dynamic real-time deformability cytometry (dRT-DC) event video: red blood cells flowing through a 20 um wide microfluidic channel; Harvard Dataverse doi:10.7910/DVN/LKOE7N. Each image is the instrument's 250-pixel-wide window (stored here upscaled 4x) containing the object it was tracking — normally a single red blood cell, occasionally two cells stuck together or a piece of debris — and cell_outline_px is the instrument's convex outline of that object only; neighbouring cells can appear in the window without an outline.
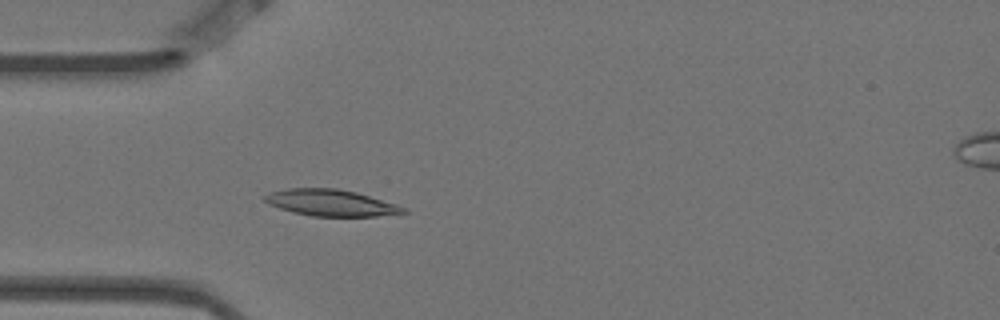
{"species": "Egyptian fruit bat (a non-hibernating species)", "species_latin": "Rousettus aegyptiacus", "temperature_condition": "warm", "stored_images_in_passage": 4, "camera_frame_rate_fps": 3000, "um_per_image_px": 0.085, "animal": {"sex": "female"}, "frame": {"image": 1, "passage_image": 4, "time_ms": 1.0, "image_size_px": [1000, 320], "cell_outline_px": [[408, 212], [376, 216], [312, 216], [292, 212], [268, 204], [264, 200], [264, 196], [272, 192], [288, 188], [336, 188], [356, 192], [396, 204], [404, 208]], "centroid_in_image_um": [28.1, 17.23], "position_along_channel_um": 56.9, "area_um2": 21.15}}